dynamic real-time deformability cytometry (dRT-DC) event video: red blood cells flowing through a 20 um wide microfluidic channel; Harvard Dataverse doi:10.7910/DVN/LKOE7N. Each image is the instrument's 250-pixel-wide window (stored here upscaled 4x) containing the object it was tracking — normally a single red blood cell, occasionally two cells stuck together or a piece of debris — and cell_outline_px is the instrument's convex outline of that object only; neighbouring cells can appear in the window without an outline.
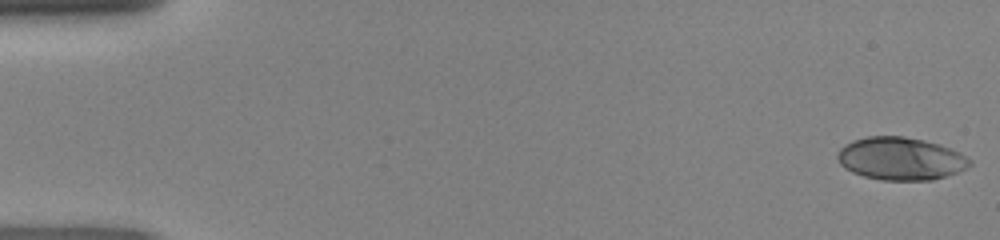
{"species": "human", "species_latin": "Homo sapiens", "temperature_condition": "room temperature", "stored_images_in_passage": 48, "camera_frame_rate_fps": 3000, "um_per_image_px": 0.085, "donor": {"sex": "female"}, "frame": {"image": 1, "passage_image": 1, "time_ms": 0.0, "image_size_px": [1000, 240], "cell_outline_px": [[972, 164], [968, 168], [932, 180], [880, 180], [864, 176], [852, 172], [844, 168], [840, 164], [836, 156], [840, 148], [844, 144], [852, 140], [868, 136], [904, 136], [924, 140], [940, 144], [952, 148], [960, 152], [972, 160]], "centroid_in_image_um": [76.55, 13.48], "position_along_channel_um": 8.4, "area_um2": 33.23}}
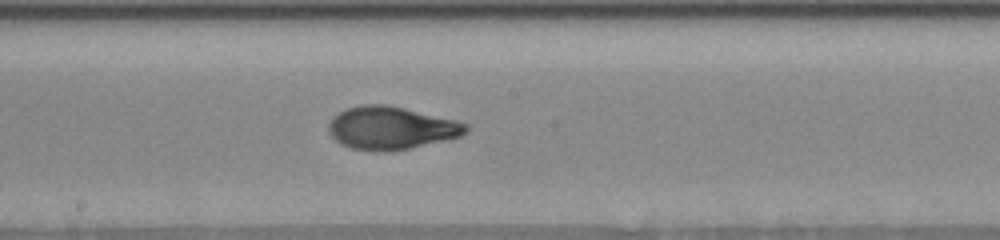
{"frame": {"image": 2, "passage_image": 26, "time_ms": 8.333, "image_size_px": [1000, 240], "cell_outline_px": [[468, 132], [460, 136], [448, 140], [412, 148], [392, 152], [380, 152], [352, 148], [340, 144], [328, 132], [328, 124], [332, 116], [348, 108], [364, 104], [384, 104], [404, 108], [456, 120], [468, 124]], "centroid_in_image_um": [33.25, 10.89], "position_along_channel_um": 214.9, "area_um2": 34.56}}
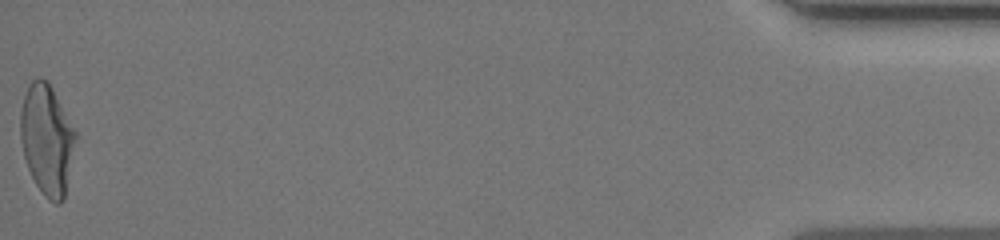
{"frame": {"image": 3, "passage_image": 48, "time_ms": 15.667, "image_size_px": [1000, 240], "cell_outline_px": [[76, 136], [64, 196], [60, 204], [56, 204], [48, 200], [44, 196], [36, 184], [28, 168], [24, 156], [20, 136], [20, 112], [24, 96], [32, 80], [36, 76], [40, 76], [48, 80], [76, 132]], "centroid_in_image_um": [3.96, 11.82], "position_along_channel_um": 431.2, "area_um2": 35.03}}